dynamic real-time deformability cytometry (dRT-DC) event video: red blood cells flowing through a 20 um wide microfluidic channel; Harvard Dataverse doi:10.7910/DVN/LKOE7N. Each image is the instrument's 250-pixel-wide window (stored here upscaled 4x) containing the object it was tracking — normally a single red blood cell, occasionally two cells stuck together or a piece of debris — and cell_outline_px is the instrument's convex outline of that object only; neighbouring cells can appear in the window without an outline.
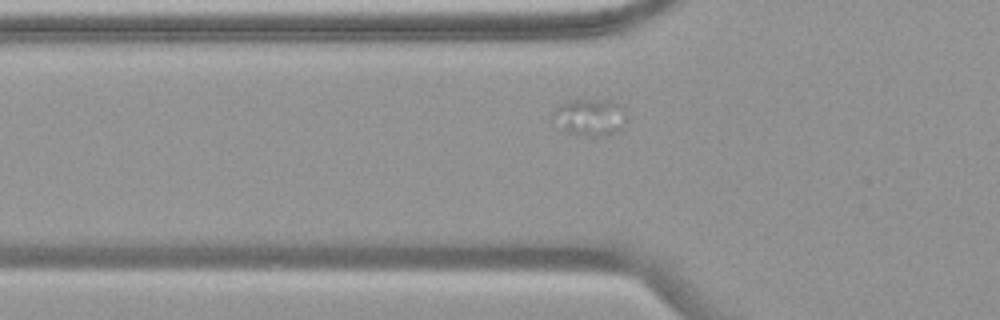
{"species": "common noctule bat (a hibernating species)", "species_latin": "Nyctalus noctula", "temperature_condition": "warm", "stored_images_in_passage": 41, "camera_frame_rate_fps": 3000, "um_per_image_px": 0.085, "animal": {"sex": "female", "body_mass_g": 19.9}, "frame": {"image": 1, "passage_image": 7, "time_ms": 2.0, "image_size_px": [1000, 320], "cell_outline_px": [[628, 120], [616, 132], [592, 136], [584, 136], [568, 132], [564, 128], [556, 112], [556, 108], [560, 104], [572, 100], [612, 100], [620, 104]], "centroid_in_image_um": [50.27, 9.94], "position_along_channel_um": 75.5, "area_um2": 15.03}}
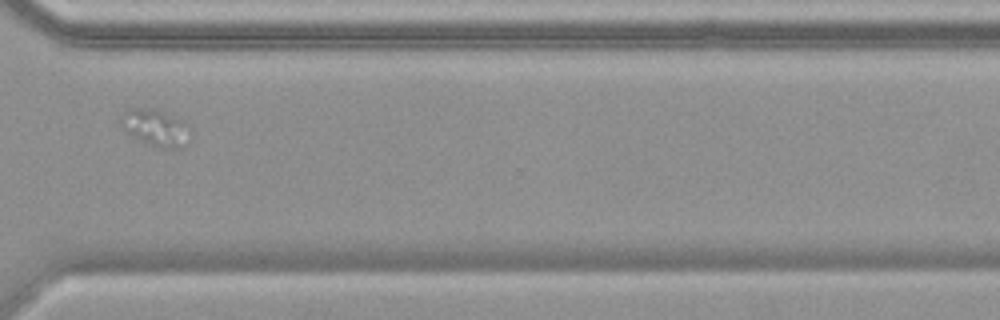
{"frame": {"image": 2, "passage_image": 30, "time_ms": 9.667, "image_size_px": [1000, 320], "cell_outline_px": [[188, 124], [180, 148], [160, 148], [144, 144], [120, 128], [120, 116], [132, 108], [152, 108], [164, 112]], "centroid_in_image_um": [13.08, 10.85], "position_along_channel_um": 357.5, "area_um2": 14.39}}
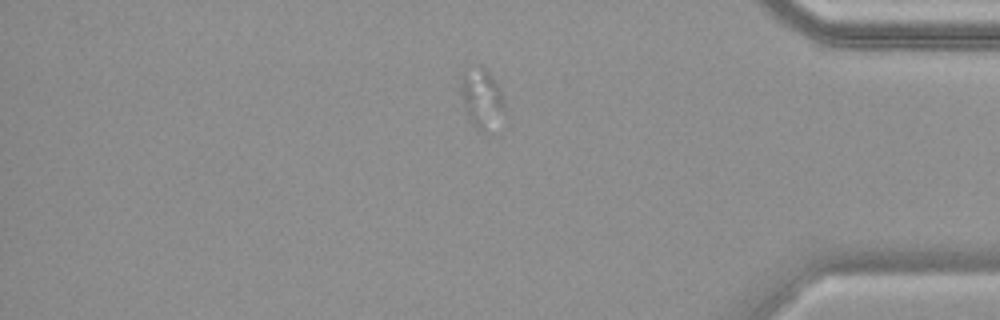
{"frame": {"image": 3, "passage_image": 35, "time_ms": 11.333, "image_size_px": [1000, 320], "cell_outline_px": [[504, 108], [484, 132], [476, 128], [472, 124], [464, 100], [460, 84], [460, 76], [480, 64], [492, 76], [500, 92], [504, 104]], "centroid_in_image_um": [40.9, 8.26], "position_along_channel_um": 394.3, "area_um2": 13.76}}